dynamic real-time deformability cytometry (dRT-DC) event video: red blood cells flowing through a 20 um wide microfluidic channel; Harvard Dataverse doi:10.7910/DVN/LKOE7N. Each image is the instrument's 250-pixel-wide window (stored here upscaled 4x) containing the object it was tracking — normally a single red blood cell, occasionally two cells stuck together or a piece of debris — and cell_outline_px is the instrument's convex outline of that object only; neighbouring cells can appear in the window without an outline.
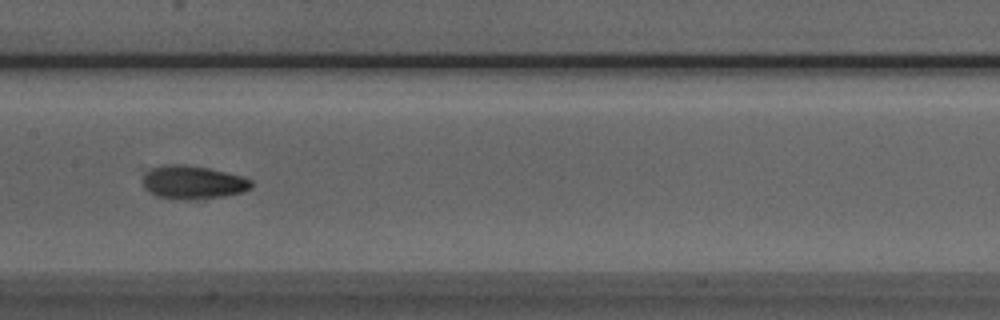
{"species": "Egyptian fruit bat (a non-hibernating species)", "species_latin": "Rousettus aegyptiacus", "temperature_condition": "room temperature", "stored_images_in_passage": 37, "camera_frame_rate_fps": 3000, "um_per_image_px": 0.085, "animal": {"sex": "male"}, "frame": {"image": 1, "passage_image": 11, "time_ms": 3.333, "image_size_px": [1000, 320], "cell_outline_px": [[252, 188], [240, 192], [224, 196], [188, 200], [184, 200], [156, 196], [148, 192], [144, 188], [144, 172], [152, 168], [164, 164], [180, 164], [208, 168], [244, 176], [252, 180]], "centroid_in_image_um": [16.39, 15.5], "position_along_channel_um": 191.0, "area_um2": 21.15}}
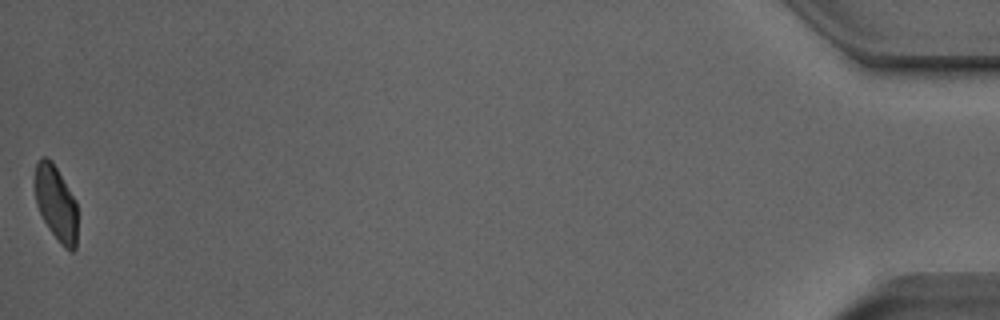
{"frame": {"image": 2, "passage_image": 37, "time_ms": 12.0, "image_size_px": [1000, 320], "cell_outline_px": [[76, 248], [72, 252], [64, 248], [60, 244], [48, 228], [36, 204], [36, 164], [40, 156], [44, 156], [52, 160], [76, 200]], "centroid_in_image_um": [4.77, 17.28], "position_along_channel_um": 430.4, "area_um2": 18.5}}